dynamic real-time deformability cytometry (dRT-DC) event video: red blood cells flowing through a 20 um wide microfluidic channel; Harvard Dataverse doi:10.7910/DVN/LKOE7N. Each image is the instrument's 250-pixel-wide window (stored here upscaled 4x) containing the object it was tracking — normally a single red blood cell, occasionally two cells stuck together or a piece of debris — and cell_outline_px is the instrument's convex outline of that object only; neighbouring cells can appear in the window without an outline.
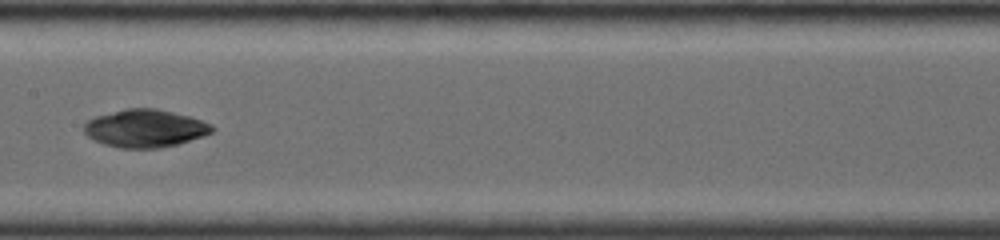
{"species": "common noctule bat (a hibernating species)", "species_latin": "Nyctalus noctula", "temperature_condition": "room temperature", "stored_images_in_passage": 13, "camera_frame_rate_fps": 4000, "um_per_image_px": 0.085, "animal": {"sex": "female", "body_mass_g": 19.0, "forearm_length_mm": 56.7}, "frame": {"image": 1, "passage_image": 6, "time_ms": 4.0, "image_size_px": [1000, 240], "cell_outline_px": [[216, 128], [212, 132], [204, 136], [176, 144], [160, 148], [120, 148], [104, 144], [88, 136], [84, 132], [84, 124], [88, 120], [96, 116], [124, 108], [156, 108], [188, 116], [212, 124]], "centroid_in_image_um": [12.34, 10.91], "position_along_channel_um": 195.1, "area_um2": 28.09}}